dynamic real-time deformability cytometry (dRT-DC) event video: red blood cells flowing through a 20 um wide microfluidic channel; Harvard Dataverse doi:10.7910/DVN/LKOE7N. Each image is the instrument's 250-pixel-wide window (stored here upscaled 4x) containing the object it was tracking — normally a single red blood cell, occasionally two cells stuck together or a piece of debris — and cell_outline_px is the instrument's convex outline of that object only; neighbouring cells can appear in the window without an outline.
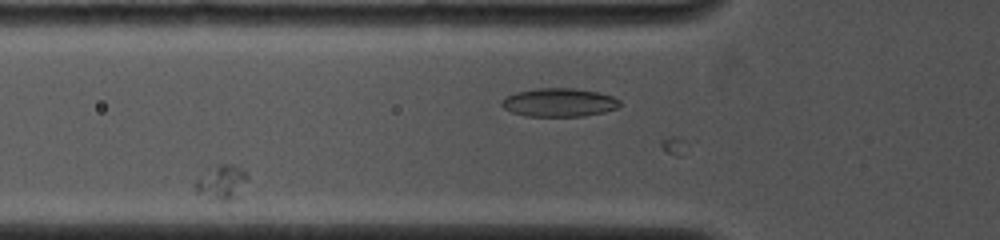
{"species": "common noctule bat (a hibernating species)", "species_latin": "Nyctalus noctula", "temperature_condition": "cold", "stored_images_in_passage": 40, "camera_frame_rate_fps": 4000, "um_per_image_px": 0.085, "animal": {"sex": "female", "body_mass_g": 19.0, "forearm_length_mm": 53.3}, "frame": {"image": 1, "passage_image": 20, "time_ms": 2.75, "image_size_px": [1000, 240], "cell_outline_px": [[248, 176], [228, 216], [196, 192], [196, 180], [220, 164], [232, 164], [240, 168]], "centroid_in_image_um": [18.87, 15.83], "position_along_channel_um": 106.9, "area_um2": 11.91}}
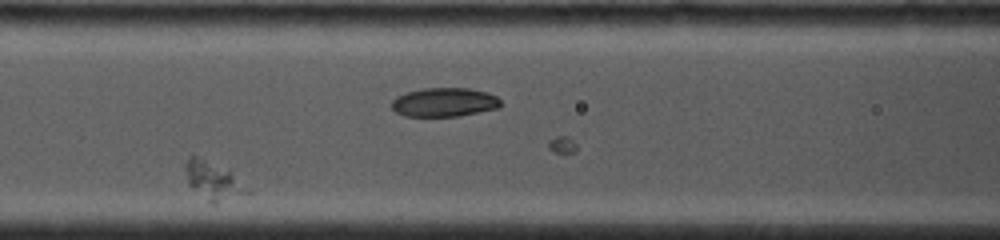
{"frame": {"image": 2, "passage_image": 26, "time_ms": 4.0, "image_size_px": [1000, 240], "cell_outline_px": [[252, 192], [216, 204], [212, 204], [188, 184], [184, 168], [184, 164], [188, 156], [192, 152], [228, 172]], "centroid_in_image_um": [18.04, 15.35], "position_along_channel_um": 148.6, "area_um2": 13.35}}
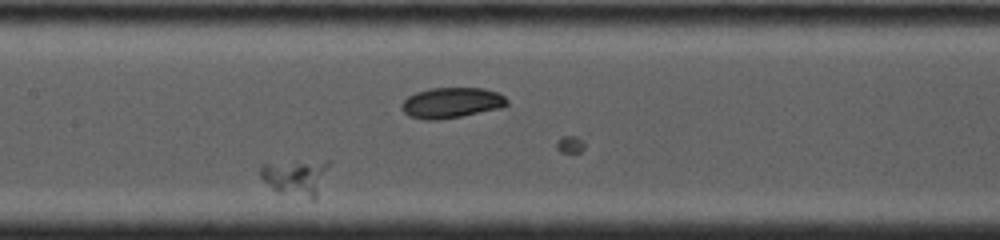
{"frame": {"image": 3, "passage_image": 32, "time_ms": 5.0, "image_size_px": [1000, 240], "cell_outline_px": [[328, 164], [316, 200], [312, 200], [280, 192], [272, 188], [260, 176], [260, 164], [328, 160]], "centroid_in_image_um": [25.13, 15.09], "position_along_channel_um": 182.3, "area_um2": 14.05}}